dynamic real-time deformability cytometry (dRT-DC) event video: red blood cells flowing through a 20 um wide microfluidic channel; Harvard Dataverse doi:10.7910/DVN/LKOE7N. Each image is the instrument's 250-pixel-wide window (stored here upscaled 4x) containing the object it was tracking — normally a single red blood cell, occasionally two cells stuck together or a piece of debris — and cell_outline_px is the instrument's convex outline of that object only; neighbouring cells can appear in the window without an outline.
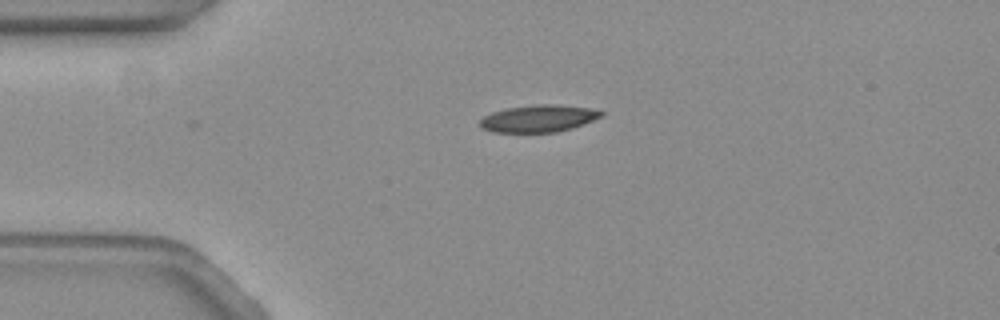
{"species": "common noctule bat (a hibernating species)", "species_latin": "Nyctalus noctula", "temperature_condition": "warm", "stored_images_in_passage": 38, "camera_frame_rate_fps": 3000, "um_per_image_px": 0.085, "animal": {"sex": "female", "body_mass_g": 19.3, "forearm_length_mm": 54.1}, "frame": {"image": 1, "passage_image": 1, "time_ms": 0.0, "image_size_px": [1000, 320], "cell_outline_px": [[604, 116], [584, 124], [572, 128], [556, 132], [492, 132], [480, 128], [476, 124], [484, 116], [492, 112], [508, 108], [536, 104], [556, 104], [588, 108], [604, 112]], "centroid_in_image_um": [45.75, 10.08], "position_along_channel_um": 39.3, "area_um2": 19.31}}
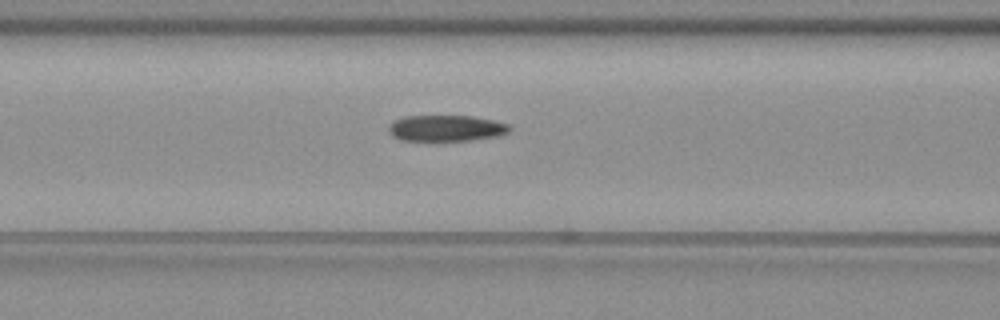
{"frame": {"image": 2, "passage_image": 11, "time_ms": 3.333, "image_size_px": [1000, 320], "cell_outline_px": [[512, 128], [508, 132], [496, 136], [472, 140], [400, 140], [392, 136], [388, 132], [388, 124], [404, 116], [472, 116], [496, 120], [508, 124]], "centroid_in_image_um": [37.91, 10.89], "position_along_channel_um": 128.7, "area_um2": 18.44}}
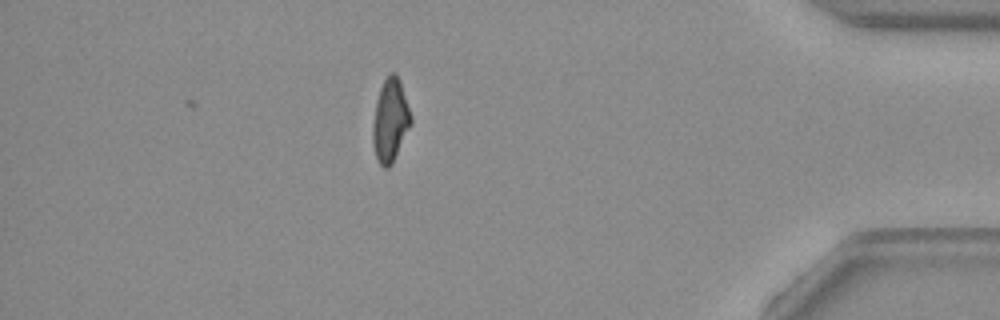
{"frame": {"image": 3, "passage_image": 38, "time_ms": 12.333, "image_size_px": [1000, 320], "cell_outline_px": [[412, 124], [392, 164], [388, 168], [384, 168], [376, 160], [372, 140], [372, 128], [376, 100], [380, 88], [388, 72], [396, 72], [400, 80], [412, 120]], "centroid_in_image_um": [33.16, 10.24], "position_along_channel_um": 402.0, "area_um2": 18.61}, "authors_computed_cell_mechanics": {"area_um2": 19.0162, "velocity_mm_per_s": 3.544, "shape_relaxation_time_tau1_ms": 6.1749, "shape_relaxation_time_tau2_ms": 1.7889, "deformation_change_tau1": 0.1949, "deformation_change_tau2": 0.0843}}